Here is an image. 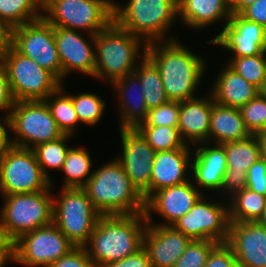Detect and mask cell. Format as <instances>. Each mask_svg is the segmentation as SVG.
<instances>
[{
    "label": "cell",
    "instance_id": "obj_23",
    "mask_svg": "<svg viewBox=\"0 0 266 267\" xmlns=\"http://www.w3.org/2000/svg\"><path fill=\"white\" fill-rule=\"evenodd\" d=\"M209 144V142L200 143L197 150L194 149L189 173L192 172L191 177H194L197 188L200 186L214 192L220 190L227 169L226 152L221 144Z\"/></svg>",
    "mask_w": 266,
    "mask_h": 267
},
{
    "label": "cell",
    "instance_id": "obj_17",
    "mask_svg": "<svg viewBox=\"0 0 266 267\" xmlns=\"http://www.w3.org/2000/svg\"><path fill=\"white\" fill-rule=\"evenodd\" d=\"M202 195L203 193L190 180L154 192L145 201L147 224L172 226L194 206ZM153 212L162 216L165 223H153Z\"/></svg>",
    "mask_w": 266,
    "mask_h": 267
},
{
    "label": "cell",
    "instance_id": "obj_31",
    "mask_svg": "<svg viewBox=\"0 0 266 267\" xmlns=\"http://www.w3.org/2000/svg\"><path fill=\"white\" fill-rule=\"evenodd\" d=\"M92 164L91 156L84 148L70 146L61 168L65 175L61 188H82L93 174Z\"/></svg>",
    "mask_w": 266,
    "mask_h": 267
},
{
    "label": "cell",
    "instance_id": "obj_45",
    "mask_svg": "<svg viewBox=\"0 0 266 267\" xmlns=\"http://www.w3.org/2000/svg\"><path fill=\"white\" fill-rule=\"evenodd\" d=\"M14 245L15 241L0 222V267H4L8 261H14Z\"/></svg>",
    "mask_w": 266,
    "mask_h": 267
},
{
    "label": "cell",
    "instance_id": "obj_14",
    "mask_svg": "<svg viewBox=\"0 0 266 267\" xmlns=\"http://www.w3.org/2000/svg\"><path fill=\"white\" fill-rule=\"evenodd\" d=\"M206 199L202 195L194 206L172 226L192 240L226 243L230 223L228 206L224 203H212Z\"/></svg>",
    "mask_w": 266,
    "mask_h": 267
},
{
    "label": "cell",
    "instance_id": "obj_9",
    "mask_svg": "<svg viewBox=\"0 0 266 267\" xmlns=\"http://www.w3.org/2000/svg\"><path fill=\"white\" fill-rule=\"evenodd\" d=\"M0 65L7 74L15 102L45 100L62 84L51 72L19 53L13 46L0 59Z\"/></svg>",
    "mask_w": 266,
    "mask_h": 267
},
{
    "label": "cell",
    "instance_id": "obj_3",
    "mask_svg": "<svg viewBox=\"0 0 266 267\" xmlns=\"http://www.w3.org/2000/svg\"><path fill=\"white\" fill-rule=\"evenodd\" d=\"M82 188L102 215L145 213L143 195L131 183L116 158L94 170Z\"/></svg>",
    "mask_w": 266,
    "mask_h": 267
},
{
    "label": "cell",
    "instance_id": "obj_35",
    "mask_svg": "<svg viewBox=\"0 0 266 267\" xmlns=\"http://www.w3.org/2000/svg\"><path fill=\"white\" fill-rule=\"evenodd\" d=\"M154 151L190 148L181 138L178 127L138 126L136 128Z\"/></svg>",
    "mask_w": 266,
    "mask_h": 267
},
{
    "label": "cell",
    "instance_id": "obj_26",
    "mask_svg": "<svg viewBox=\"0 0 266 267\" xmlns=\"http://www.w3.org/2000/svg\"><path fill=\"white\" fill-rule=\"evenodd\" d=\"M210 92L215 103L240 109L254 99L260 90L225 64Z\"/></svg>",
    "mask_w": 266,
    "mask_h": 267
},
{
    "label": "cell",
    "instance_id": "obj_30",
    "mask_svg": "<svg viewBox=\"0 0 266 267\" xmlns=\"http://www.w3.org/2000/svg\"><path fill=\"white\" fill-rule=\"evenodd\" d=\"M134 74L143 86V94L148 110L156 108L169 101L164 90L160 71L154 62L146 55L140 59Z\"/></svg>",
    "mask_w": 266,
    "mask_h": 267
},
{
    "label": "cell",
    "instance_id": "obj_53",
    "mask_svg": "<svg viewBox=\"0 0 266 267\" xmlns=\"http://www.w3.org/2000/svg\"><path fill=\"white\" fill-rule=\"evenodd\" d=\"M260 93L266 98V83L263 88L260 90Z\"/></svg>",
    "mask_w": 266,
    "mask_h": 267
},
{
    "label": "cell",
    "instance_id": "obj_38",
    "mask_svg": "<svg viewBox=\"0 0 266 267\" xmlns=\"http://www.w3.org/2000/svg\"><path fill=\"white\" fill-rule=\"evenodd\" d=\"M240 112L251 135L266 133V98L261 93L242 106Z\"/></svg>",
    "mask_w": 266,
    "mask_h": 267
},
{
    "label": "cell",
    "instance_id": "obj_52",
    "mask_svg": "<svg viewBox=\"0 0 266 267\" xmlns=\"http://www.w3.org/2000/svg\"><path fill=\"white\" fill-rule=\"evenodd\" d=\"M258 222L261 223L262 225H265L266 226V208H265L262 216L258 220Z\"/></svg>",
    "mask_w": 266,
    "mask_h": 267
},
{
    "label": "cell",
    "instance_id": "obj_42",
    "mask_svg": "<svg viewBox=\"0 0 266 267\" xmlns=\"http://www.w3.org/2000/svg\"><path fill=\"white\" fill-rule=\"evenodd\" d=\"M246 187L266 196V162L261 157L248 168Z\"/></svg>",
    "mask_w": 266,
    "mask_h": 267
},
{
    "label": "cell",
    "instance_id": "obj_7",
    "mask_svg": "<svg viewBox=\"0 0 266 267\" xmlns=\"http://www.w3.org/2000/svg\"><path fill=\"white\" fill-rule=\"evenodd\" d=\"M52 188L50 185L36 193L2 195L5 202L0 222L14 241L26 232L53 223Z\"/></svg>",
    "mask_w": 266,
    "mask_h": 267
},
{
    "label": "cell",
    "instance_id": "obj_10",
    "mask_svg": "<svg viewBox=\"0 0 266 267\" xmlns=\"http://www.w3.org/2000/svg\"><path fill=\"white\" fill-rule=\"evenodd\" d=\"M9 117L10 130L17 135L12 139L13 146L16 147L33 149L41 143L57 140L64 135L45 100L17 101Z\"/></svg>",
    "mask_w": 266,
    "mask_h": 267
},
{
    "label": "cell",
    "instance_id": "obj_33",
    "mask_svg": "<svg viewBox=\"0 0 266 267\" xmlns=\"http://www.w3.org/2000/svg\"><path fill=\"white\" fill-rule=\"evenodd\" d=\"M42 11L43 0H0V19L12 28L42 18Z\"/></svg>",
    "mask_w": 266,
    "mask_h": 267
},
{
    "label": "cell",
    "instance_id": "obj_40",
    "mask_svg": "<svg viewBox=\"0 0 266 267\" xmlns=\"http://www.w3.org/2000/svg\"><path fill=\"white\" fill-rule=\"evenodd\" d=\"M180 102L171 101L150 109L146 120L139 126H169L178 127Z\"/></svg>",
    "mask_w": 266,
    "mask_h": 267
},
{
    "label": "cell",
    "instance_id": "obj_11",
    "mask_svg": "<svg viewBox=\"0 0 266 267\" xmlns=\"http://www.w3.org/2000/svg\"><path fill=\"white\" fill-rule=\"evenodd\" d=\"M49 186L50 181L42 173L33 149L13 146L0 157L2 195L36 193Z\"/></svg>",
    "mask_w": 266,
    "mask_h": 267
},
{
    "label": "cell",
    "instance_id": "obj_4",
    "mask_svg": "<svg viewBox=\"0 0 266 267\" xmlns=\"http://www.w3.org/2000/svg\"><path fill=\"white\" fill-rule=\"evenodd\" d=\"M94 39L93 77L100 80L108 79L111 84L126 75L133 74L138 65L137 58L146 56L147 44L141 38L120 28L114 21L96 34Z\"/></svg>",
    "mask_w": 266,
    "mask_h": 267
},
{
    "label": "cell",
    "instance_id": "obj_15",
    "mask_svg": "<svg viewBox=\"0 0 266 267\" xmlns=\"http://www.w3.org/2000/svg\"><path fill=\"white\" fill-rule=\"evenodd\" d=\"M119 131L122 156L119 155L116 159L146 201L150 197V180L156 151L137 129H119Z\"/></svg>",
    "mask_w": 266,
    "mask_h": 267
},
{
    "label": "cell",
    "instance_id": "obj_19",
    "mask_svg": "<svg viewBox=\"0 0 266 267\" xmlns=\"http://www.w3.org/2000/svg\"><path fill=\"white\" fill-rule=\"evenodd\" d=\"M221 145L226 152L227 169L220 190L231 197L246 188L248 168L261 157L260 135Z\"/></svg>",
    "mask_w": 266,
    "mask_h": 267
},
{
    "label": "cell",
    "instance_id": "obj_44",
    "mask_svg": "<svg viewBox=\"0 0 266 267\" xmlns=\"http://www.w3.org/2000/svg\"><path fill=\"white\" fill-rule=\"evenodd\" d=\"M103 267H152L150 264L149 256L144 247L138 250L136 253L129 255L128 257L108 263Z\"/></svg>",
    "mask_w": 266,
    "mask_h": 267
},
{
    "label": "cell",
    "instance_id": "obj_27",
    "mask_svg": "<svg viewBox=\"0 0 266 267\" xmlns=\"http://www.w3.org/2000/svg\"><path fill=\"white\" fill-rule=\"evenodd\" d=\"M190 28L203 29L231 17L230 0H178V17Z\"/></svg>",
    "mask_w": 266,
    "mask_h": 267
},
{
    "label": "cell",
    "instance_id": "obj_2",
    "mask_svg": "<svg viewBox=\"0 0 266 267\" xmlns=\"http://www.w3.org/2000/svg\"><path fill=\"white\" fill-rule=\"evenodd\" d=\"M146 227L145 213L101 215L85 245L87 254L98 267L122 260L143 247Z\"/></svg>",
    "mask_w": 266,
    "mask_h": 267
},
{
    "label": "cell",
    "instance_id": "obj_13",
    "mask_svg": "<svg viewBox=\"0 0 266 267\" xmlns=\"http://www.w3.org/2000/svg\"><path fill=\"white\" fill-rule=\"evenodd\" d=\"M12 46L51 72L61 83L62 66L55 44L54 27L43 17L13 28Z\"/></svg>",
    "mask_w": 266,
    "mask_h": 267
},
{
    "label": "cell",
    "instance_id": "obj_8",
    "mask_svg": "<svg viewBox=\"0 0 266 267\" xmlns=\"http://www.w3.org/2000/svg\"><path fill=\"white\" fill-rule=\"evenodd\" d=\"M53 197V223L75 247H85L102 215L83 188H61Z\"/></svg>",
    "mask_w": 266,
    "mask_h": 267
},
{
    "label": "cell",
    "instance_id": "obj_43",
    "mask_svg": "<svg viewBox=\"0 0 266 267\" xmlns=\"http://www.w3.org/2000/svg\"><path fill=\"white\" fill-rule=\"evenodd\" d=\"M204 267H239L232 249L226 243H219L210 253Z\"/></svg>",
    "mask_w": 266,
    "mask_h": 267
},
{
    "label": "cell",
    "instance_id": "obj_50",
    "mask_svg": "<svg viewBox=\"0 0 266 267\" xmlns=\"http://www.w3.org/2000/svg\"><path fill=\"white\" fill-rule=\"evenodd\" d=\"M257 0H230L231 13H241Z\"/></svg>",
    "mask_w": 266,
    "mask_h": 267
},
{
    "label": "cell",
    "instance_id": "obj_24",
    "mask_svg": "<svg viewBox=\"0 0 266 267\" xmlns=\"http://www.w3.org/2000/svg\"><path fill=\"white\" fill-rule=\"evenodd\" d=\"M212 95L180 102L178 131L182 140L189 145L209 142Z\"/></svg>",
    "mask_w": 266,
    "mask_h": 267
},
{
    "label": "cell",
    "instance_id": "obj_37",
    "mask_svg": "<svg viewBox=\"0 0 266 267\" xmlns=\"http://www.w3.org/2000/svg\"><path fill=\"white\" fill-rule=\"evenodd\" d=\"M80 123L97 125L104 114L105 101L93 93L70 95Z\"/></svg>",
    "mask_w": 266,
    "mask_h": 267
},
{
    "label": "cell",
    "instance_id": "obj_21",
    "mask_svg": "<svg viewBox=\"0 0 266 267\" xmlns=\"http://www.w3.org/2000/svg\"><path fill=\"white\" fill-rule=\"evenodd\" d=\"M191 241L173 226L147 224L143 247L152 267H174Z\"/></svg>",
    "mask_w": 266,
    "mask_h": 267
},
{
    "label": "cell",
    "instance_id": "obj_25",
    "mask_svg": "<svg viewBox=\"0 0 266 267\" xmlns=\"http://www.w3.org/2000/svg\"><path fill=\"white\" fill-rule=\"evenodd\" d=\"M112 86L117 89L120 105V129H136L147 117L148 107L143 94V86L133 73L116 80ZM135 95V96H134Z\"/></svg>",
    "mask_w": 266,
    "mask_h": 267
},
{
    "label": "cell",
    "instance_id": "obj_48",
    "mask_svg": "<svg viewBox=\"0 0 266 267\" xmlns=\"http://www.w3.org/2000/svg\"><path fill=\"white\" fill-rule=\"evenodd\" d=\"M8 128L11 129V120L7 113L0 121V157L13 147L12 138L8 137Z\"/></svg>",
    "mask_w": 266,
    "mask_h": 267
},
{
    "label": "cell",
    "instance_id": "obj_51",
    "mask_svg": "<svg viewBox=\"0 0 266 267\" xmlns=\"http://www.w3.org/2000/svg\"><path fill=\"white\" fill-rule=\"evenodd\" d=\"M261 158L266 162V133L260 135Z\"/></svg>",
    "mask_w": 266,
    "mask_h": 267
},
{
    "label": "cell",
    "instance_id": "obj_29",
    "mask_svg": "<svg viewBox=\"0 0 266 267\" xmlns=\"http://www.w3.org/2000/svg\"><path fill=\"white\" fill-rule=\"evenodd\" d=\"M228 205L230 222H255L266 208V196L247 187L230 197Z\"/></svg>",
    "mask_w": 266,
    "mask_h": 267
},
{
    "label": "cell",
    "instance_id": "obj_28",
    "mask_svg": "<svg viewBox=\"0 0 266 267\" xmlns=\"http://www.w3.org/2000/svg\"><path fill=\"white\" fill-rule=\"evenodd\" d=\"M246 129L240 109L226 107L214 102L210 117L209 140L214 144L239 141L250 136Z\"/></svg>",
    "mask_w": 266,
    "mask_h": 267
},
{
    "label": "cell",
    "instance_id": "obj_1",
    "mask_svg": "<svg viewBox=\"0 0 266 267\" xmlns=\"http://www.w3.org/2000/svg\"><path fill=\"white\" fill-rule=\"evenodd\" d=\"M146 55L158 67L169 100L181 102L196 98L194 93L206 66L201 56L192 53L175 37L148 43Z\"/></svg>",
    "mask_w": 266,
    "mask_h": 267
},
{
    "label": "cell",
    "instance_id": "obj_47",
    "mask_svg": "<svg viewBox=\"0 0 266 267\" xmlns=\"http://www.w3.org/2000/svg\"><path fill=\"white\" fill-rule=\"evenodd\" d=\"M14 103L15 100L10 90L7 74L0 65V111L9 110L8 114L10 115Z\"/></svg>",
    "mask_w": 266,
    "mask_h": 267
},
{
    "label": "cell",
    "instance_id": "obj_18",
    "mask_svg": "<svg viewBox=\"0 0 266 267\" xmlns=\"http://www.w3.org/2000/svg\"><path fill=\"white\" fill-rule=\"evenodd\" d=\"M55 44L62 66V79L72 71L82 72L93 77L95 68V35L91 34V42L80 34V31L54 27ZM93 45V46H92Z\"/></svg>",
    "mask_w": 266,
    "mask_h": 267
},
{
    "label": "cell",
    "instance_id": "obj_12",
    "mask_svg": "<svg viewBox=\"0 0 266 267\" xmlns=\"http://www.w3.org/2000/svg\"><path fill=\"white\" fill-rule=\"evenodd\" d=\"M75 246L51 223L21 235L14 245V262L24 267H49Z\"/></svg>",
    "mask_w": 266,
    "mask_h": 267
},
{
    "label": "cell",
    "instance_id": "obj_5",
    "mask_svg": "<svg viewBox=\"0 0 266 267\" xmlns=\"http://www.w3.org/2000/svg\"><path fill=\"white\" fill-rule=\"evenodd\" d=\"M113 9L114 22L146 44L167 41L165 34L178 18L177 0H128L124 6L114 2Z\"/></svg>",
    "mask_w": 266,
    "mask_h": 267
},
{
    "label": "cell",
    "instance_id": "obj_20",
    "mask_svg": "<svg viewBox=\"0 0 266 267\" xmlns=\"http://www.w3.org/2000/svg\"><path fill=\"white\" fill-rule=\"evenodd\" d=\"M226 244L239 267H266V226L255 222H230Z\"/></svg>",
    "mask_w": 266,
    "mask_h": 267
},
{
    "label": "cell",
    "instance_id": "obj_36",
    "mask_svg": "<svg viewBox=\"0 0 266 267\" xmlns=\"http://www.w3.org/2000/svg\"><path fill=\"white\" fill-rule=\"evenodd\" d=\"M231 58L227 65L261 90L266 83V51L256 56Z\"/></svg>",
    "mask_w": 266,
    "mask_h": 267
},
{
    "label": "cell",
    "instance_id": "obj_34",
    "mask_svg": "<svg viewBox=\"0 0 266 267\" xmlns=\"http://www.w3.org/2000/svg\"><path fill=\"white\" fill-rule=\"evenodd\" d=\"M72 136L63 135L57 140L41 143L33 148L37 161L41 167L42 173L50 181V185L53 184L51 177L48 173L49 169H55L61 171V168L65 162L69 146L67 140Z\"/></svg>",
    "mask_w": 266,
    "mask_h": 267
},
{
    "label": "cell",
    "instance_id": "obj_46",
    "mask_svg": "<svg viewBox=\"0 0 266 267\" xmlns=\"http://www.w3.org/2000/svg\"><path fill=\"white\" fill-rule=\"evenodd\" d=\"M247 20L254 21L266 28V0H257L241 13Z\"/></svg>",
    "mask_w": 266,
    "mask_h": 267
},
{
    "label": "cell",
    "instance_id": "obj_41",
    "mask_svg": "<svg viewBox=\"0 0 266 267\" xmlns=\"http://www.w3.org/2000/svg\"><path fill=\"white\" fill-rule=\"evenodd\" d=\"M49 267H98L88 256L85 247H74Z\"/></svg>",
    "mask_w": 266,
    "mask_h": 267
},
{
    "label": "cell",
    "instance_id": "obj_16",
    "mask_svg": "<svg viewBox=\"0 0 266 267\" xmlns=\"http://www.w3.org/2000/svg\"><path fill=\"white\" fill-rule=\"evenodd\" d=\"M218 34L206 43L224 47L232 57L256 56L266 51V28L240 13H231L229 22Z\"/></svg>",
    "mask_w": 266,
    "mask_h": 267
},
{
    "label": "cell",
    "instance_id": "obj_39",
    "mask_svg": "<svg viewBox=\"0 0 266 267\" xmlns=\"http://www.w3.org/2000/svg\"><path fill=\"white\" fill-rule=\"evenodd\" d=\"M218 244L212 240H192L174 267H204L211 251Z\"/></svg>",
    "mask_w": 266,
    "mask_h": 267
},
{
    "label": "cell",
    "instance_id": "obj_32",
    "mask_svg": "<svg viewBox=\"0 0 266 267\" xmlns=\"http://www.w3.org/2000/svg\"><path fill=\"white\" fill-rule=\"evenodd\" d=\"M45 102L62 133L74 135L80 123L70 94H65L63 83L45 99Z\"/></svg>",
    "mask_w": 266,
    "mask_h": 267
},
{
    "label": "cell",
    "instance_id": "obj_22",
    "mask_svg": "<svg viewBox=\"0 0 266 267\" xmlns=\"http://www.w3.org/2000/svg\"><path fill=\"white\" fill-rule=\"evenodd\" d=\"M191 151V148H179L156 152L152 165L150 196L162 188L189 181L186 176L191 171Z\"/></svg>",
    "mask_w": 266,
    "mask_h": 267
},
{
    "label": "cell",
    "instance_id": "obj_49",
    "mask_svg": "<svg viewBox=\"0 0 266 267\" xmlns=\"http://www.w3.org/2000/svg\"><path fill=\"white\" fill-rule=\"evenodd\" d=\"M13 28L0 19V59L12 47Z\"/></svg>",
    "mask_w": 266,
    "mask_h": 267
},
{
    "label": "cell",
    "instance_id": "obj_6",
    "mask_svg": "<svg viewBox=\"0 0 266 267\" xmlns=\"http://www.w3.org/2000/svg\"><path fill=\"white\" fill-rule=\"evenodd\" d=\"M114 0H43V18L53 27L84 30L88 37L114 21Z\"/></svg>",
    "mask_w": 266,
    "mask_h": 267
}]
</instances>
